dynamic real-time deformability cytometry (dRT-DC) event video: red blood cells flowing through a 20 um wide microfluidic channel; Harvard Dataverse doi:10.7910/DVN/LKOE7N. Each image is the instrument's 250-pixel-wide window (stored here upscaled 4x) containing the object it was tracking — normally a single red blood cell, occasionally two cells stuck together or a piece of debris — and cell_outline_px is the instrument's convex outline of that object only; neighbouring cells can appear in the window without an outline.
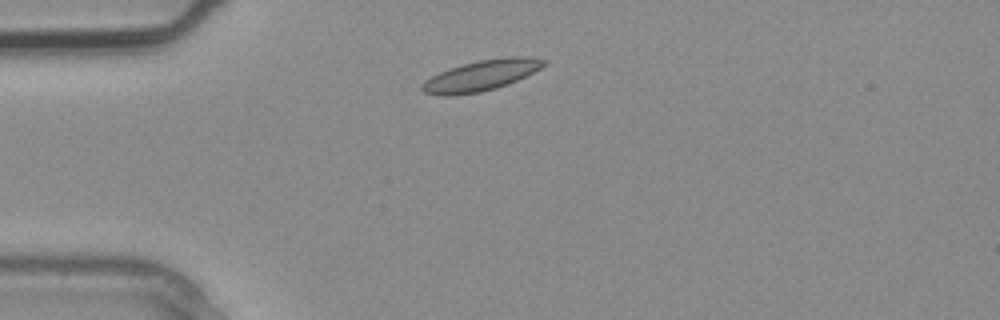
{"species": "common noctule bat (a hibernating species)", "species_latin": "Nyctalus noctula", "temperature_condition": "warm", "stored_images_in_passage": 1, "camera_frame_rate_fps": 3000, "um_per_image_px": 0.085, "animal": {"sex": "male", "body_mass_g": 20.4}, "frame": {"image": 1, "passage_image": 1, "time_ms": 0.0, "image_size_px": [1000, 320], "cell_outline_px": [[548, 64], [508, 84], [496, 88], [480, 92], [452, 96], [436, 96], [424, 92], [420, 88], [420, 84], [424, 80], [440, 72], [464, 64], [480, 60], [508, 56], [524, 56], [548, 60]], "centroid_in_image_um": [40.88, 6.43], "position_along_channel_um": 44.1, "area_um2": 21.73}}